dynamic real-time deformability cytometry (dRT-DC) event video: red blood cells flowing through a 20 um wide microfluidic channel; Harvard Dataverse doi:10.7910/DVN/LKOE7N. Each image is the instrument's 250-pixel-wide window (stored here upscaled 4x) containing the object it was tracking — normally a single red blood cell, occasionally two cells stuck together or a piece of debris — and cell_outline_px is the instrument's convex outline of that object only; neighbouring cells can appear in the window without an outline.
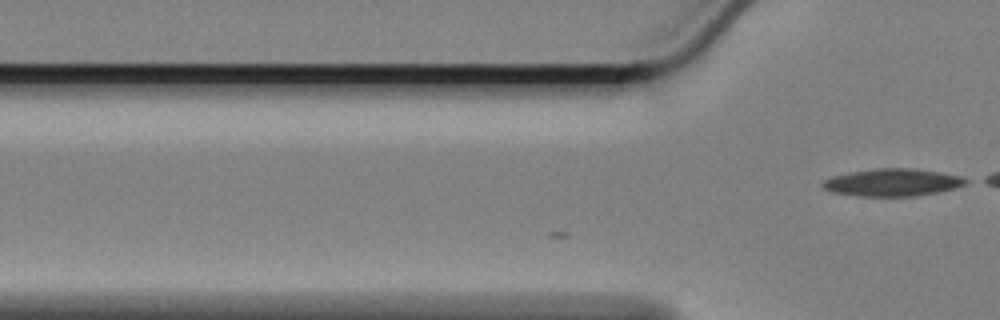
{"species": "Egyptian fruit bat (a non-hibernating species)", "species_latin": "Rousettus aegyptiacus", "temperature_condition": "cold", "stored_images_in_passage": 5, "camera_frame_rate_fps": 3000, "um_per_image_px": 0.085, "animal": {"sex": "female"}, "frame": {"image": 1, "passage_image": 5, "time_ms": 1.333, "image_size_px": [1000, 320], "cell_outline_px": [[968, 180], [964, 184], [952, 188], [936, 192], [916, 196], [856, 196], [832, 192], [824, 188], [820, 184], [824, 180], [832, 176], [848, 172], [876, 168], [912, 168], [960, 176]], "centroid_in_image_um": [75.77, 15.5], "position_along_channel_um": 50.0, "area_um2": 22.66}}